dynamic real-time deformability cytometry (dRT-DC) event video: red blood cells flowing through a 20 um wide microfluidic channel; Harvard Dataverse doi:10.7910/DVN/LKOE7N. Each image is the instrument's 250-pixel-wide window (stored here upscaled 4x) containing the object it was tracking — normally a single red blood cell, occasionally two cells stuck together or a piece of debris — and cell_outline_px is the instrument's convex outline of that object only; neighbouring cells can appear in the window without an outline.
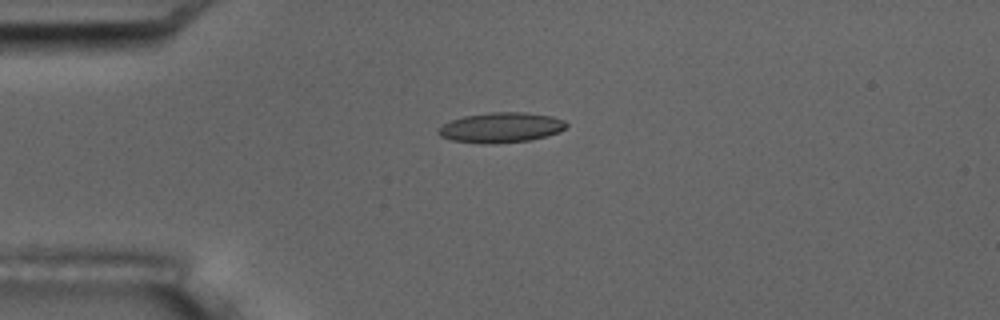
{"species": "common noctule bat (a hibernating species)", "species_latin": "Nyctalus noctula", "temperature_condition": "room temperature", "stored_images_in_passage": 13, "camera_frame_rate_fps": 3000, "um_per_image_px": 0.085, "animal": {"sex": "male", "body_mass_g": 17.5, "forearm_length_mm": 52.3}, "frame": {"image": 1, "passage_image": 1, "time_ms": 0.0, "image_size_px": [1000, 320], "cell_outline_px": [[568, 124], [560, 132], [528, 140], [496, 144], [484, 144], [452, 140], [440, 136], [436, 132], [436, 128], [452, 120], [464, 116], [492, 112], [524, 112], [552, 116], [564, 120]], "centroid_in_image_um": [42.56, 10.84], "position_along_channel_um": 42.4, "area_um2": 22.48}, "authors_computed_cell_mechanics": {"area_um2": 21.9062, "velocity_mm_per_s": 3.5356, "shape_relaxation_time_tau1_ms": 10.2828, "shape_relaxation_time_tau2_ms": 1.897, "deformation_change_tau1": 0.2279, "deformation_change_tau2": 0.0582}}